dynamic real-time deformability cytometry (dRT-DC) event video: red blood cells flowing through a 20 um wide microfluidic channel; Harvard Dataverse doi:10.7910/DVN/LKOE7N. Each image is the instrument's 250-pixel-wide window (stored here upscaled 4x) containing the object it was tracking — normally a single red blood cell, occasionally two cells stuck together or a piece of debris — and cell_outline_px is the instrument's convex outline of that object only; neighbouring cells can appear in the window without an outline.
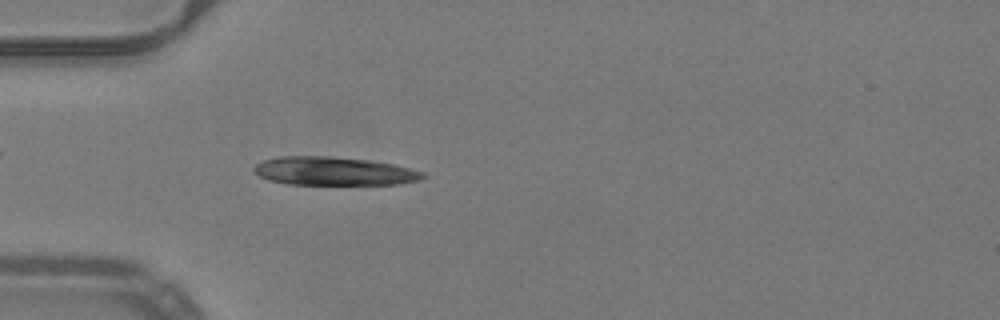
{"species": "common noctule bat (a hibernating species)", "species_latin": "Nyctalus noctula", "temperature_condition": "warm", "stored_images_in_passage": 40, "camera_frame_rate_fps": 3000, "um_per_image_px": 0.085, "animal": {"sex": "male", "body_mass_g": 19.2, "forearm_length_mm": 51.8}, "frame": {"image": 1, "passage_image": 4, "time_ms": 1.0, "image_size_px": [1000, 320], "cell_outline_px": [[424, 176], [420, 180], [400, 184], [288, 184], [268, 180], [260, 176], [252, 168], [256, 164], [264, 160], [280, 156], [328, 156], [368, 160], [392, 164], [424, 172]], "centroid_in_image_um": [28.36, 14.55], "position_along_channel_um": 56.6, "area_um2": 27.74}}